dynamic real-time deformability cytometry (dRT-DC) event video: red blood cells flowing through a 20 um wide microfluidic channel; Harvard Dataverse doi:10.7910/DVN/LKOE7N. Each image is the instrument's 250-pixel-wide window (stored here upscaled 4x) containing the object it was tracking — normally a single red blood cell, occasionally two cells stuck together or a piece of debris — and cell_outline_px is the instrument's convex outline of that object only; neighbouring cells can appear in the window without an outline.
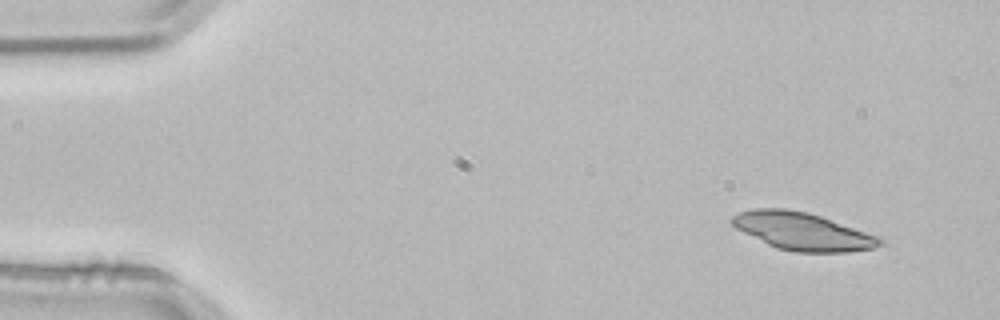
{"species": "common noctule bat (a hibernating species)", "species_latin": "Nyctalus noctula", "temperature_condition": "room temperature", "stored_images_in_passage": 3, "camera_frame_rate_fps": 3000, "um_per_image_px": 0.085, "animal": {"sex": "male", "body_mass_g": 21.5, "forearm_length_mm": 52.0}, "frame": {"image": 1, "passage_image": 1, "time_ms": 0.0, "image_size_px": [1000, 320], "cell_outline_px": [[884, 244], [872, 248], [848, 252], [792, 252], [776, 248], [736, 228], [728, 220], [732, 216], [740, 212], [756, 208], [784, 208], [808, 212], [820, 216], [876, 236], [884, 240]], "centroid_in_image_um": [68.18, 19.66], "position_along_channel_um": 16.8, "area_um2": 32.08}}